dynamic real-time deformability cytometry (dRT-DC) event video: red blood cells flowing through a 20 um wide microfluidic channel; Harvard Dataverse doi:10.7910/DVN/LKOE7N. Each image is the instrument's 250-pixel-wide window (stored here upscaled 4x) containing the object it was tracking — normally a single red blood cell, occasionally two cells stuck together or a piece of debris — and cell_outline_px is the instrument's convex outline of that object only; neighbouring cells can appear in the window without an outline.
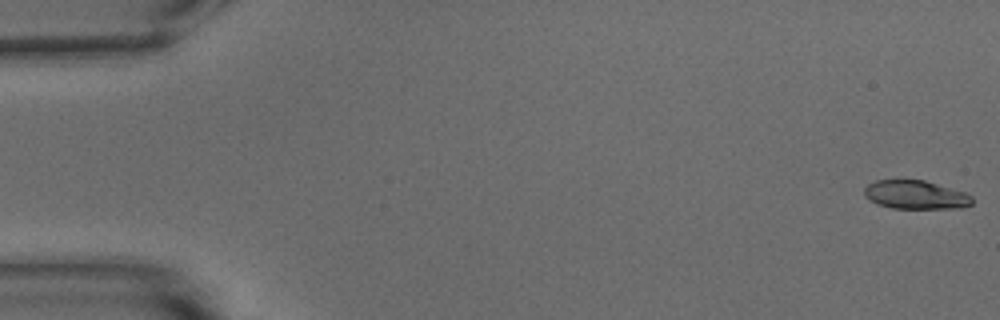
{"species": "common noctule bat (a hibernating species)", "species_latin": "Nyctalus noctula", "temperature_condition": "warm", "stored_images_in_passage": 54, "camera_frame_rate_fps": 3000, "um_per_image_px": 0.085, "animal": {"sex": "male", "body_mass_g": 15.6}, "frame": {"image": 1, "passage_image": 1, "time_ms": 0.0, "image_size_px": [1000, 320], "cell_outline_px": [[972, 204], [964, 208], [892, 208], [876, 204], [868, 200], [864, 196], [864, 188], [868, 184], [876, 180], [924, 180], [964, 192], [972, 196]], "centroid_in_image_um": [77.8, 16.56], "position_along_channel_um": 7.2, "area_um2": 18.03}}
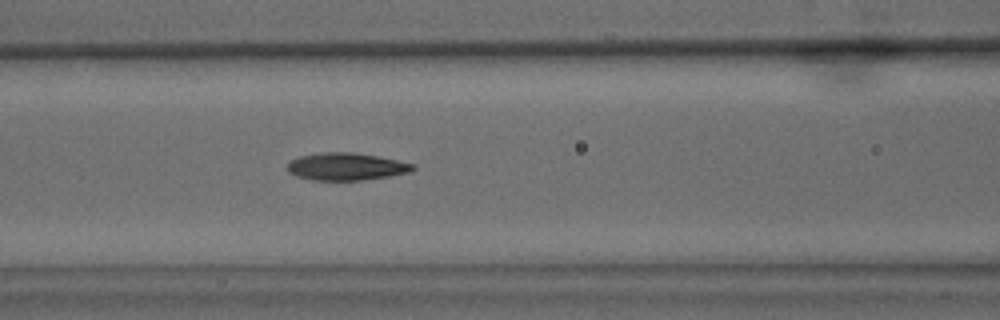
{"frame": {"image": 2, "passage_image": 23, "time_ms": 7.333, "image_size_px": [1000, 320], "cell_outline_px": [[416, 168], [408, 172], [388, 176], [364, 180], [312, 180], [296, 176], [288, 172], [288, 164], [292, 160], [300, 156], [320, 152], [352, 152], [376, 156], [416, 164]], "centroid_in_image_um": [29.42, 14.16], "position_along_channel_um": 137.2, "area_um2": 19.94}}
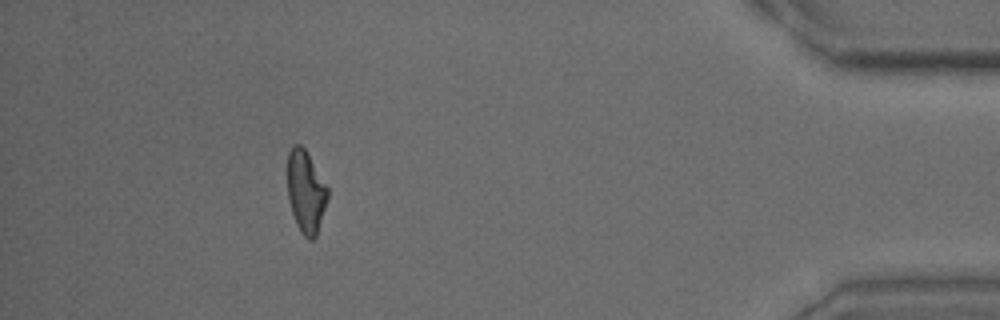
{"frame": {"image": 3, "passage_image": 49, "time_ms": 16.0, "image_size_px": [1000, 320], "cell_outline_px": [[328, 196], [316, 236], [312, 240], [308, 240], [300, 232], [296, 224], [288, 200], [288, 152], [292, 144], [300, 144], [308, 152], [328, 188]], "centroid_in_image_um": [25.98, 16.27], "position_along_channel_um": 409.2, "area_um2": 19.31}, "authors_computed_cell_mechanics": {"area_um2": 19.6231, "velocity_mm_per_s": 3.7651, "shape_relaxation_time_tau1_ms": 6.1989, "shape_relaxation_time_tau2_ms": 2.5683, "deformation_change_tau1": 0.2291, "deformation_change_tau2": 0.1078}}